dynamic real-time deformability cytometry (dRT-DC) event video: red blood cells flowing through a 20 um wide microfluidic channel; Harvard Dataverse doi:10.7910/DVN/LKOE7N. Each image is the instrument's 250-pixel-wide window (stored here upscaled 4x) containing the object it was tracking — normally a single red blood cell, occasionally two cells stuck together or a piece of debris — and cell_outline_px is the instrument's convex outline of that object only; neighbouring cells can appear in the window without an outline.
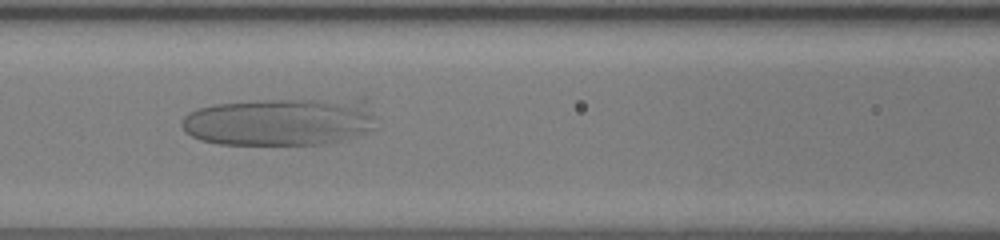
{"species": "human", "species_latin": "Homo sapiens", "temperature_condition": "room temperature", "stored_images_in_passage": 51, "camera_frame_rate_fps": 3000, "um_per_image_px": 0.085, "donor": {"sex": "female"}, "frame": {"image": 1, "passage_image": 24, "time_ms": 7.667, "image_size_px": [1000, 240], "cell_outline_px": [[380, 128], [356, 136], [340, 140], [320, 144], [220, 144], [200, 140], [184, 132], [180, 124], [184, 116], [188, 112], [200, 108], [216, 104], [256, 100], [360, 96], [368, 96], [376, 116]], "centroid_in_image_um": [24.01, 10.29], "position_along_channel_um": 142.6, "area_um2": 56.47}}
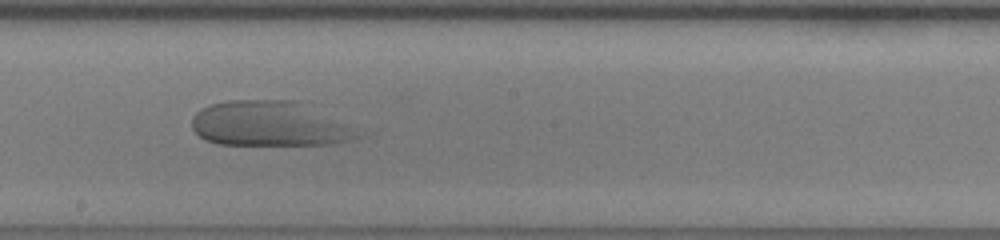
{"frame": {"image": 2, "passage_image": 30, "time_ms": 9.667, "image_size_px": [1000, 240], "cell_outline_px": [[364, 136], [352, 140], [332, 144], [216, 144], [204, 140], [192, 128], [192, 116], [200, 108], [208, 104], [228, 100], [296, 100], [364, 132]], "centroid_in_image_um": [22.9, 10.52], "position_along_channel_um": 225.3, "area_um2": 43.64}}
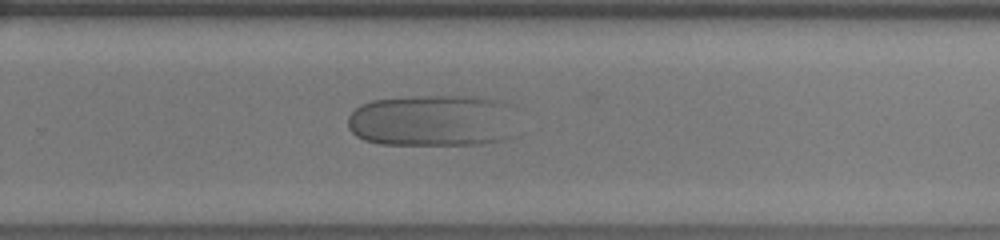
{"frame": {"image": 3, "passage_image": 35, "time_ms": 11.333, "image_size_px": [1000, 240], "cell_outline_px": [[516, 136], [504, 140], [480, 144], [380, 144], [364, 140], [356, 136], [348, 128], [348, 116], [360, 104], [372, 100], [412, 96], [472, 96], [496, 100], [508, 104]], "centroid_in_image_um": [36.76, 10.26], "position_along_channel_um": 293.0, "area_um2": 51.56}}